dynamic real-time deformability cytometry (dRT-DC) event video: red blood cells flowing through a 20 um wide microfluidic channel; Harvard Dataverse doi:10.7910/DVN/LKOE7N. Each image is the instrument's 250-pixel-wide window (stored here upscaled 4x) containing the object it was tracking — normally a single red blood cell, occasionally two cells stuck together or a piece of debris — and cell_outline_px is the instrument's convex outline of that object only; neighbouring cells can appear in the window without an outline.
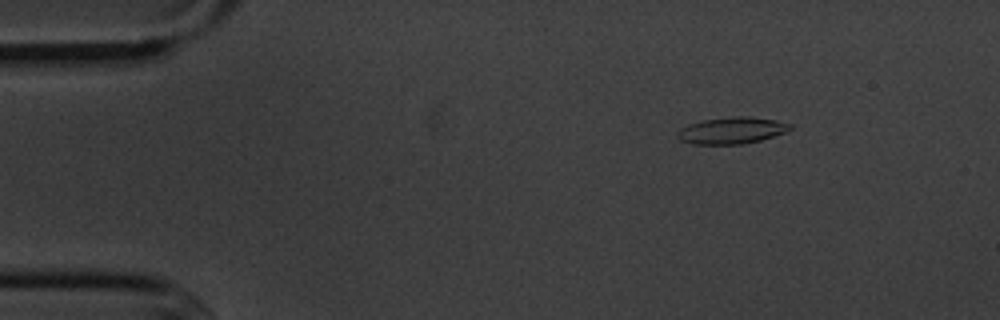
{"species": "common noctule bat (a hibernating species)", "species_latin": "Nyctalus noctula", "temperature_condition": "cold", "stored_images_in_passage": 5, "segment_of_instrument_passage": [1, 2], "camera_frame_rate_fps": 3000, "um_per_image_px": 0.085, "animal": {"sex": "male", "body_mass_g": 20.1, "forearm_length_mm": 53.5}, "frame": {"image": 1, "passage_image": 2, "time_ms": 1.333, "image_size_px": [1000, 320], "cell_outline_px": [[792, 128], [788, 132], [760, 140], [744, 144], [692, 144], [680, 140], [676, 136], [676, 132], [680, 128], [688, 124], [704, 120], [732, 116], [748, 116], [776, 120], [792, 124]], "centroid_in_image_um": [62.2, 11.09], "position_along_channel_um": 22.8, "area_um2": 17.69}}